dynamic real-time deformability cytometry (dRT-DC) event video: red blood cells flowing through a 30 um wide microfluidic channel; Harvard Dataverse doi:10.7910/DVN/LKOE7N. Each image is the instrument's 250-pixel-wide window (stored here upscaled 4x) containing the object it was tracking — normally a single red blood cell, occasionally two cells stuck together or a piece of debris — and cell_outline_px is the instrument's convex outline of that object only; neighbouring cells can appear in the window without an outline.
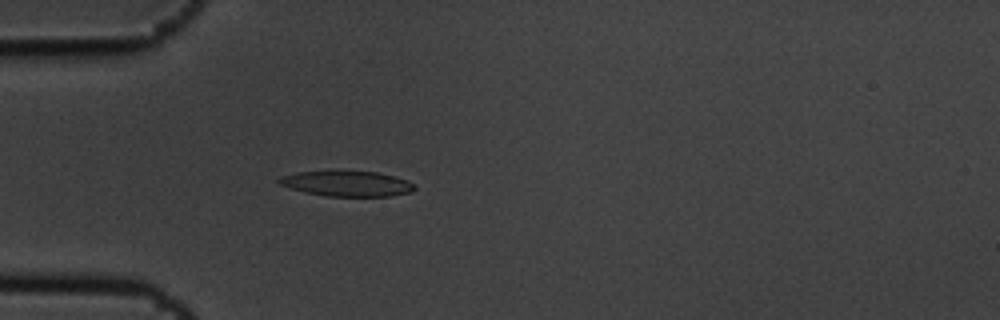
{"species": "common noctule bat (a hibernating species)", "species_latin": "Nyctalus noctula", "temperature_condition": "cold", "stored_images_in_passage": 4, "camera_frame_rate_fps": 3000, "um_per_image_px": 0.085, "animal": {"sex": "male", "body_mass_g": 19.5, "forearm_length_mm": 54.6}, "frame": {"image": 1, "passage_image": 4, "time_ms": 1.0, "image_size_px": [1000, 320], "cell_outline_px": [[416, 188], [412, 192], [388, 196], [328, 196], [304, 192], [280, 184], [276, 180], [280, 176], [296, 172], [376, 172], [396, 176], [408, 180]], "centroid_in_image_um": [29.51, 15.61], "position_along_channel_um": 55.5, "area_um2": 19.71}}